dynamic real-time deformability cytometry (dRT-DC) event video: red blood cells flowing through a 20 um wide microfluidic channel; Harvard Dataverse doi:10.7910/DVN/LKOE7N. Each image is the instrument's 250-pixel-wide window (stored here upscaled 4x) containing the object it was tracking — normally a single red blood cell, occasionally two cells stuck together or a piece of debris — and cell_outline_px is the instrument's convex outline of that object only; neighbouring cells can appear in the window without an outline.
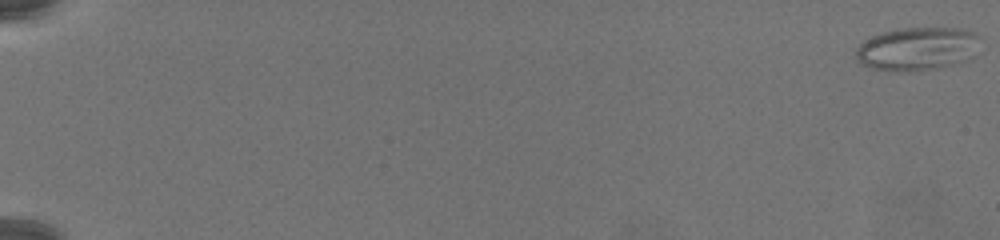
{"species": "common noctule bat (a hibernating species)", "species_latin": "Nyctalus noctula", "temperature_condition": "warm", "stored_images_in_passage": 79, "camera_frame_rate_fps": 3000, "um_per_image_px": 0.085, "animal": {"sex": "female", "body_mass_g": 19.5, "forearm_length_mm": 54.1}, "frame": {"image": 1, "passage_image": 1, "time_ms": 0.0, "image_size_px": [1000, 240], "cell_outline_px": [[980, 36], [960, 60], [948, 64], [932, 68], [912, 72], [896, 72], [872, 68], [860, 64], [856, 60], [856, 48], [864, 40], [872, 36], [884, 32], [904, 28], [960, 28], [976, 32]], "centroid_in_image_um": [77.78, 4.14], "position_along_channel_um": 7.2, "area_um2": 30.23}}
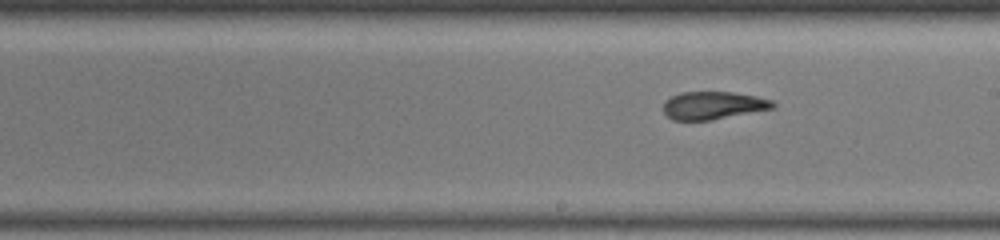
{"frame": {"image": 2, "passage_image": 49, "time_ms": 16.0, "image_size_px": [1000, 240], "cell_outline_px": [[776, 108], [712, 120], [672, 120], [664, 112], [664, 100], [680, 92], [732, 92], [756, 96], [772, 100], [776, 104]], "centroid_in_image_um": [60.64, 8.96], "position_along_channel_um": 228.4, "area_um2": 17.86}}
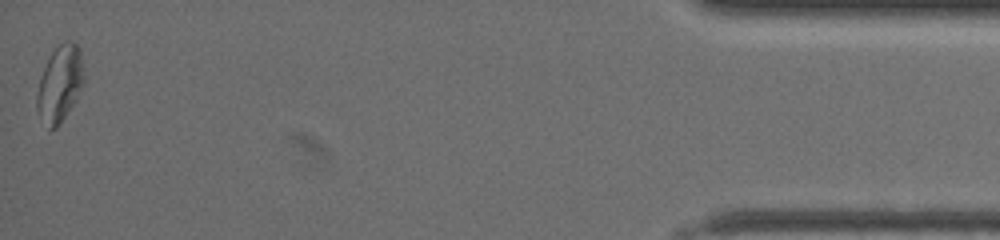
{"frame": {"image": 3, "passage_image": 79, "time_ms": 26.0, "image_size_px": [1000, 240], "cell_outline_px": [[84, 84], [76, 100], [60, 124], [56, 128], [48, 128], [36, 108], [36, 96], [40, 76], [52, 52], [64, 40], [72, 40], [80, 48], [84, 72]], "centroid_in_image_um": [5.11, 7.1], "position_along_channel_um": 430.1, "area_um2": 20.92}}